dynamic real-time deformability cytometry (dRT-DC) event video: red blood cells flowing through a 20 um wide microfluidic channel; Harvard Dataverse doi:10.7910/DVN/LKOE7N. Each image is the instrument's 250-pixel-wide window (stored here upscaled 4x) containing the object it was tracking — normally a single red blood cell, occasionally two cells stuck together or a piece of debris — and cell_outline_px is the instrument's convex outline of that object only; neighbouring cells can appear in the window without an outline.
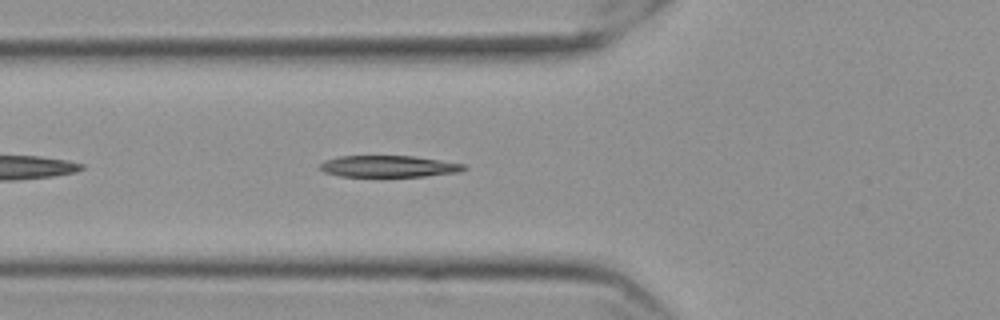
{"species": "Egyptian fruit bat (a non-hibernating species)", "species_latin": "Rousettus aegyptiacus", "temperature_condition": "cold", "stored_images_in_passage": 27, "camera_frame_rate_fps": 3000, "um_per_image_px": 0.085, "frame": {"image": 1, "passage_image": 5, "time_ms": 1.333, "image_size_px": [1000, 320], "cell_outline_px": [[468, 168], [460, 172], [424, 176], [340, 176], [324, 172], [320, 168], [320, 164], [324, 160], [340, 156], [416, 156], [464, 164]], "centroid_in_image_um": [33.05, 14.13], "position_along_channel_um": 92.7, "area_um2": 18.03}}
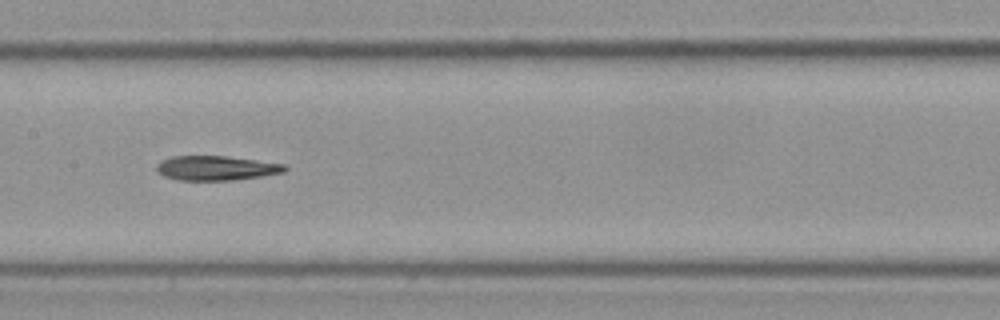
{"frame": {"image": 2, "passage_image": 13, "time_ms": 4.0, "image_size_px": [1000, 320], "cell_outline_px": [[288, 168], [284, 172], [260, 176], [232, 180], [176, 180], [164, 176], [156, 168], [156, 164], [160, 160], [172, 156], [224, 156], [256, 160], [284, 164]], "centroid_in_image_um": [18.34, 14.28], "position_along_channel_um": 189.1, "area_um2": 18.21}}
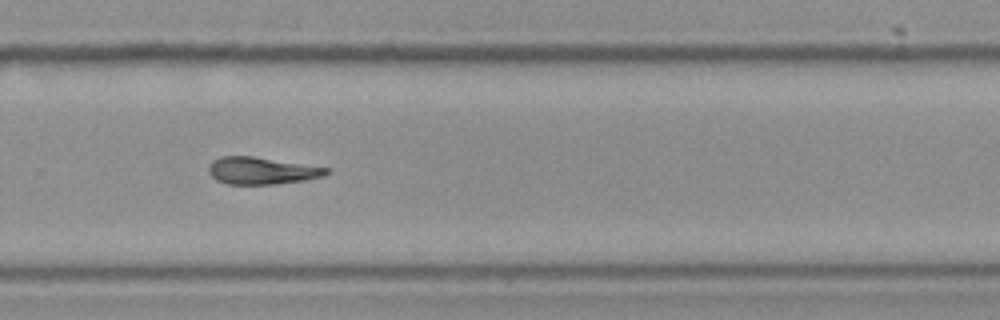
{"frame": {"image": 3, "passage_image": 23, "time_ms": 7.333, "image_size_px": [1000, 320], "cell_outline_px": [[328, 172], [324, 176], [304, 180], [272, 184], [228, 184], [216, 180], [208, 172], [208, 168], [212, 160], [220, 156], [252, 156], [328, 168]], "centroid_in_image_um": [22.18, 14.51], "position_along_channel_um": 307.6, "area_um2": 18.38}}